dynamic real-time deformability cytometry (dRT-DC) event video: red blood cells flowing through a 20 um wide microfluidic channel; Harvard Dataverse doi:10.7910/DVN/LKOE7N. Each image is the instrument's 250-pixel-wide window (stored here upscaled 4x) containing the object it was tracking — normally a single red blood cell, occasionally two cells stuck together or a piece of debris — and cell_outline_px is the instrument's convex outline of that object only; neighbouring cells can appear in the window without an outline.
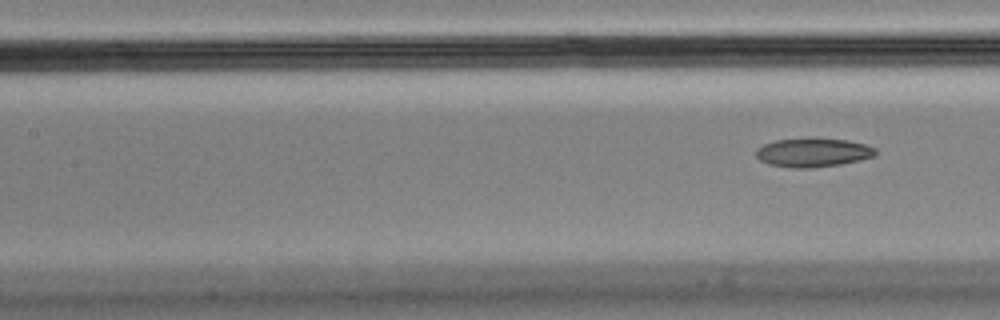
{"species": "Egyptian fruit bat (a non-hibernating species)", "species_latin": "Rousettus aegyptiacus", "temperature_condition": "cold", "stored_images_in_passage": 9, "segment_of_instrument_passage": [2, 2], "camera_frame_rate_fps": 3000, "um_per_image_px": 0.085, "animal": {"sex": "male"}, "frame": {"image": 1, "passage_image": 9, "time_ms": 2.667, "image_size_px": [1000, 320], "cell_outline_px": [[876, 156], [860, 160], [840, 164], [812, 168], [792, 168], [768, 164], [760, 160], [756, 156], [756, 148], [764, 144], [776, 140], [808, 136], [816, 136], [848, 140], [868, 144], [876, 148]], "centroid_in_image_um": [69.13, 12.93], "position_along_channel_um": 138.3, "area_um2": 20.87}}